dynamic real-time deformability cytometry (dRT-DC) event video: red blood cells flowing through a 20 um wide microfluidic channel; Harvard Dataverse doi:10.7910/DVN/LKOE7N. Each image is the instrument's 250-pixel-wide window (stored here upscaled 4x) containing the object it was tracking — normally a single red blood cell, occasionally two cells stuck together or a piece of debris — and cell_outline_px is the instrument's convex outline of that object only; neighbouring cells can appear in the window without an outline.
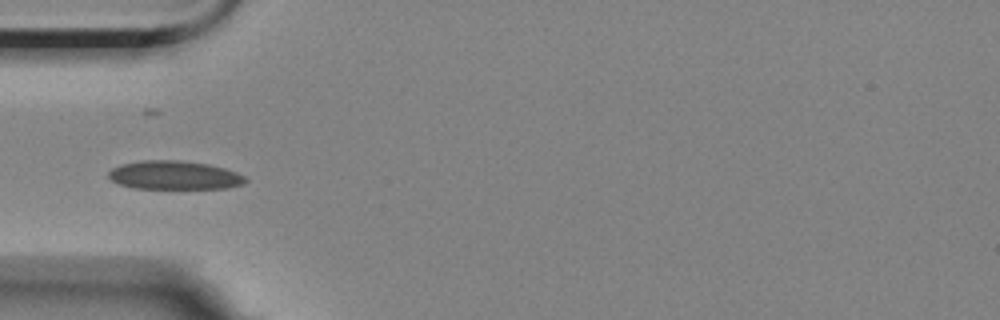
{"species": "Egyptian fruit bat (a non-hibernating species)", "species_latin": "Rousettus aegyptiacus", "temperature_condition": "room temperature", "stored_images_in_passage": 6, "camera_frame_rate_fps": 3000, "um_per_image_px": 0.085, "animal": {"sex": "female"}, "frame": {"image": 1, "passage_image": 2, "time_ms": 1.333, "image_size_px": [1000, 320], "cell_outline_px": [[248, 180], [244, 184], [228, 188], [132, 188], [120, 184], [112, 180], [108, 176], [108, 172], [112, 168], [120, 164], [140, 160], [180, 160], [208, 164], [224, 168], [236, 172], [244, 176]], "centroid_in_image_um": [14.81, 14.88], "position_along_channel_um": 70.2, "area_um2": 22.89}}
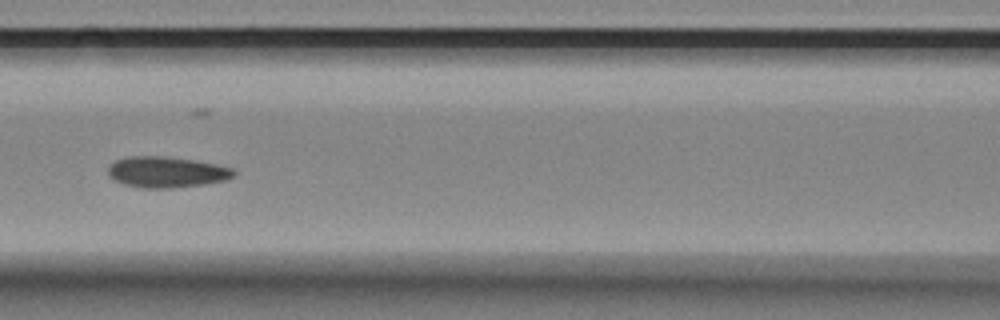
{"frame": {"image": 2, "passage_image": 4, "time_ms": 3.667, "image_size_px": [1000, 320], "cell_outline_px": [[236, 172], [232, 176], [224, 180], [204, 184], [172, 188], [140, 188], [124, 184], [112, 180], [108, 176], [108, 168], [116, 160], [128, 156], [164, 156], [196, 160], [216, 164], [232, 168]], "centroid_in_image_um": [14.12, 14.62], "position_along_channel_um": 152.5, "area_um2": 22.72}}
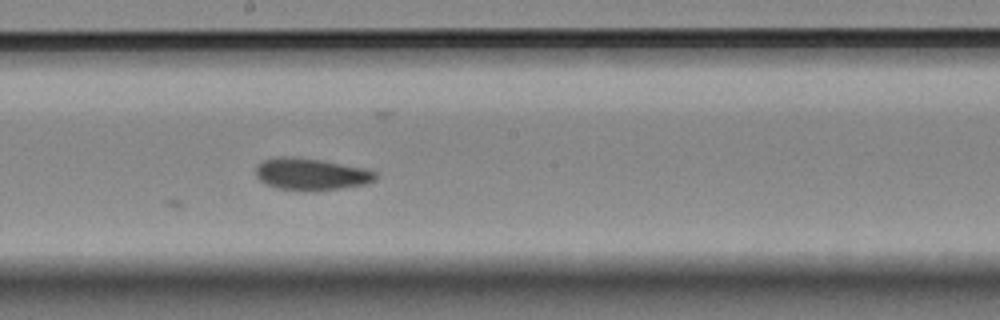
{"frame": {"image": 3, "passage_image": 6, "time_ms": 5.667, "image_size_px": [1000, 320], "cell_outline_px": [[376, 176], [372, 180], [364, 184], [316, 192], [280, 188], [264, 184], [256, 176], [256, 164], [264, 160], [276, 156], [292, 156], [320, 160], [364, 168], [376, 172]], "centroid_in_image_um": [26.38, 14.8], "position_along_channel_um": 221.8, "area_um2": 22.25}}